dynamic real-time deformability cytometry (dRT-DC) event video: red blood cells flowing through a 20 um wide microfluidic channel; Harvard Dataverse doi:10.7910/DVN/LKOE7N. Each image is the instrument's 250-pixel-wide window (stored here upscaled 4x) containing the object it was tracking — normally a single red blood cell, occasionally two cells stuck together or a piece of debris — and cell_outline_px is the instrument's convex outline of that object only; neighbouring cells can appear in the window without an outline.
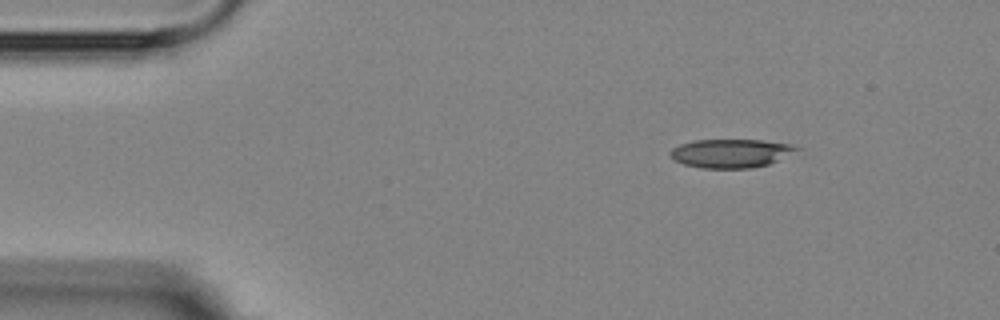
{"species": "Egyptian fruit bat (a non-hibernating species)", "species_latin": "Rousettus aegyptiacus", "temperature_condition": "room temperature", "stored_images_in_passage": 10, "camera_frame_rate_fps": 3000, "um_per_image_px": 0.085, "animal": {"sex": "female"}, "frame": {"image": 1, "passage_image": 1, "time_ms": 0.0, "image_size_px": [1000, 320], "cell_outline_px": [[800, 148], [768, 164], [748, 168], [704, 168], [684, 164], [672, 160], [668, 152], [672, 148], [680, 144], [696, 140], [760, 140], [792, 144]], "centroid_in_image_um": [62.04, 13.02], "position_along_channel_um": 23.0, "area_um2": 20.81}}
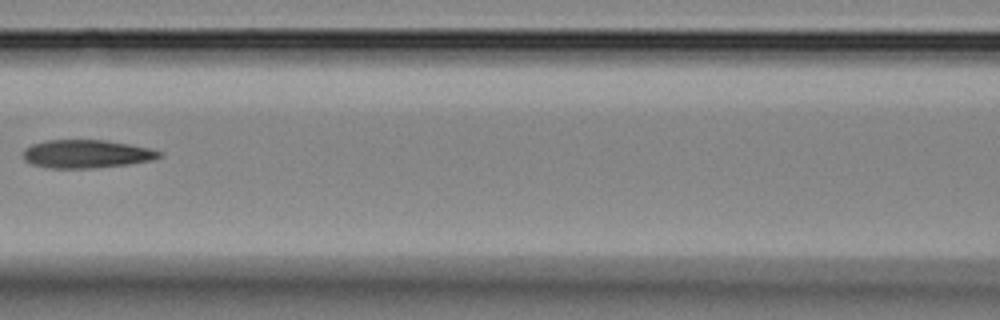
{"frame": {"image": 2, "passage_image": 6, "time_ms": 5.667, "image_size_px": [1000, 320], "cell_outline_px": [[164, 156], [148, 160], [128, 164], [88, 168], [48, 168], [32, 164], [24, 160], [24, 148], [32, 144], [44, 140], [104, 140], [128, 144], [148, 148], [164, 152]], "centroid_in_image_um": [7.32, 13.08], "position_along_channel_um": 159.3, "area_um2": 22.25}}
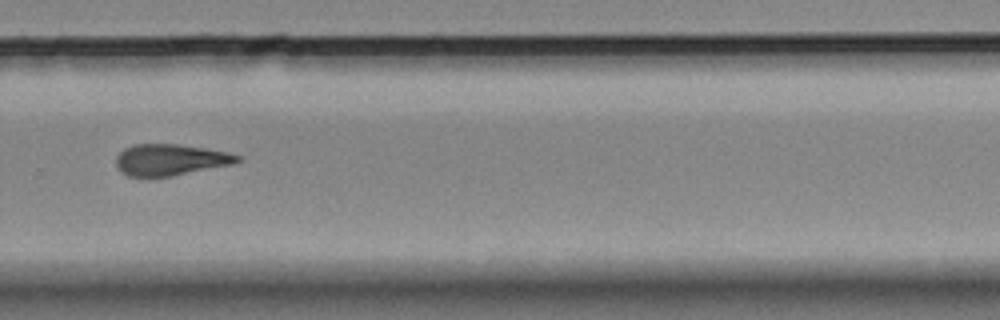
{"frame": {"image": 3, "passage_image": 10, "time_ms": 10.0, "image_size_px": [1000, 320], "cell_outline_px": [[244, 160], [232, 164], [172, 176], [128, 176], [116, 164], [116, 156], [124, 148], [132, 144], [176, 144], [204, 148], [228, 152], [240, 156]], "centroid_in_image_um": [14.5, 13.57], "position_along_channel_um": 315.3, "area_um2": 21.96}}